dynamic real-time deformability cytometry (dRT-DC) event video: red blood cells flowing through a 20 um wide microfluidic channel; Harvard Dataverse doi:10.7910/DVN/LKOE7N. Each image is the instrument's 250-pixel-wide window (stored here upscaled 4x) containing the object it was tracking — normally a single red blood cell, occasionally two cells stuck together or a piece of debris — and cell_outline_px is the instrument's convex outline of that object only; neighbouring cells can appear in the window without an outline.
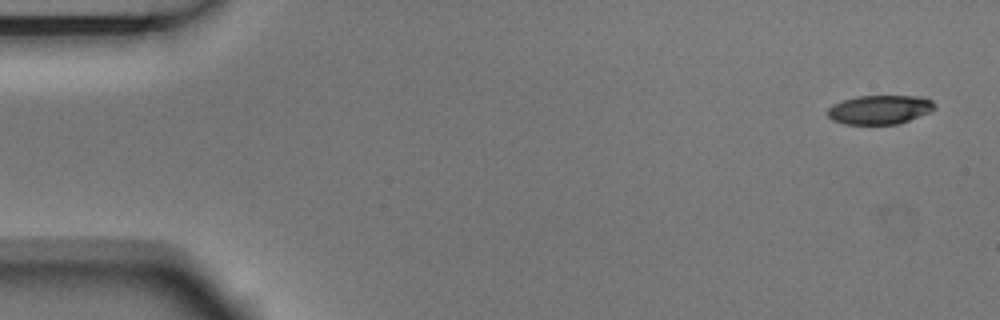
{"species": "Egyptian fruit bat (a non-hibernating species)", "species_latin": "Rousettus aegyptiacus", "temperature_condition": "room temperature", "stored_images_in_passage": 4, "camera_frame_rate_fps": 3000, "um_per_image_px": 0.085, "animal": {"sex": "male"}, "frame": {"image": 1, "passage_image": 1, "time_ms": 0.0, "image_size_px": [1000, 320], "cell_outline_px": [[936, 108], [928, 112], [908, 120], [896, 124], [844, 124], [832, 120], [824, 112], [832, 104], [856, 96], [916, 96], [932, 100], [936, 104]], "centroid_in_image_um": [74.72, 9.31], "position_along_channel_um": 10.3, "area_um2": 18.09}}